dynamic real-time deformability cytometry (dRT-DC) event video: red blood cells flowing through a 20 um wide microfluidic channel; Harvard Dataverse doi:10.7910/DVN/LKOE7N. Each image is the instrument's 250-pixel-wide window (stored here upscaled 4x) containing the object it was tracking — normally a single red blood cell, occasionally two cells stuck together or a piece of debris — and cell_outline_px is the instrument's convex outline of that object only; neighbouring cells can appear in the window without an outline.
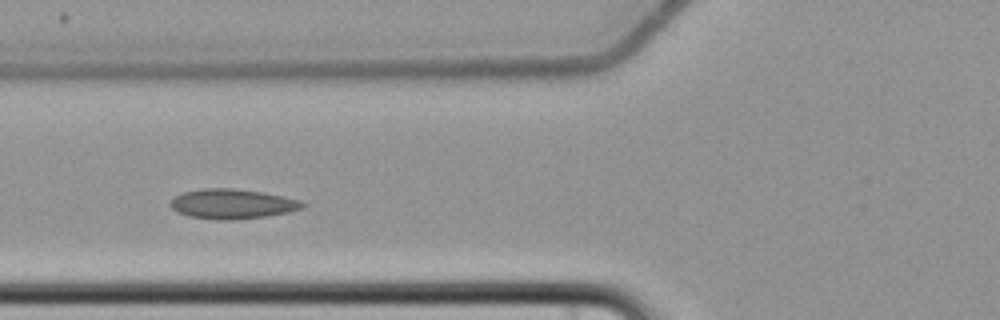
{"species": "common noctule bat (a hibernating species)", "species_latin": "Nyctalus noctula", "temperature_condition": "cold", "stored_images_in_passage": 6, "camera_frame_rate_fps": 3000, "um_per_image_px": 0.085, "animal": {"sex": "female", "body_mass_g": 22.7, "forearm_length_mm": 54.2}, "frame": {"image": 1, "passage_image": 5, "time_ms": 4.667, "image_size_px": [1000, 320], "cell_outline_px": [[308, 204], [304, 208], [288, 212], [268, 216], [232, 220], [216, 220], [188, 216], [176, 212], [168, 204], [176, 196], [184, 192], [204, 188], [232, 188], [260, 192], [300, 200]], "centroid_in_image_um": [19.74, 17.34], "position_along_channel_um": 106.1, "area_um2": 22.95}}
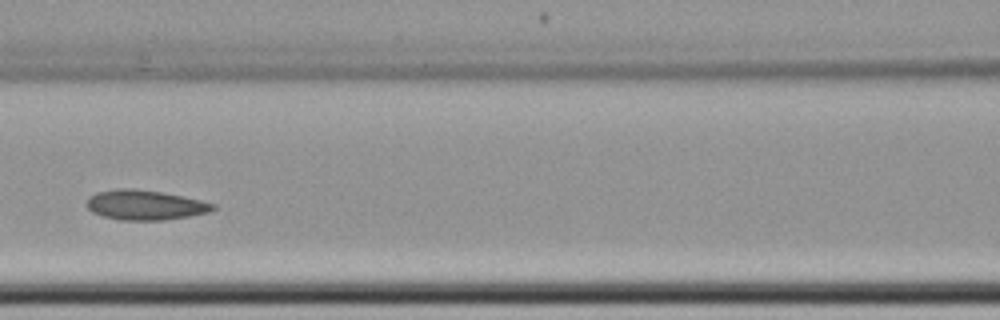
{"frame": {"image": 2, "passage_image": 6, "time_ms": 6.0, "image_size_px": [1000, 320], "cell_outline_px": [[216, 208], [208, 212], [188, 216], [164, 220], [120, 220], [104, 216], [92, 212], [88, 208], [88, 196], [96, 192], [116, 188], [132, 188], [164, 192], [184, 196], [216, 204]], "centroid_in_image_um": [12.33, 17.41], "position_along_channel_um": 154.3, "area_um2": 22.02}}